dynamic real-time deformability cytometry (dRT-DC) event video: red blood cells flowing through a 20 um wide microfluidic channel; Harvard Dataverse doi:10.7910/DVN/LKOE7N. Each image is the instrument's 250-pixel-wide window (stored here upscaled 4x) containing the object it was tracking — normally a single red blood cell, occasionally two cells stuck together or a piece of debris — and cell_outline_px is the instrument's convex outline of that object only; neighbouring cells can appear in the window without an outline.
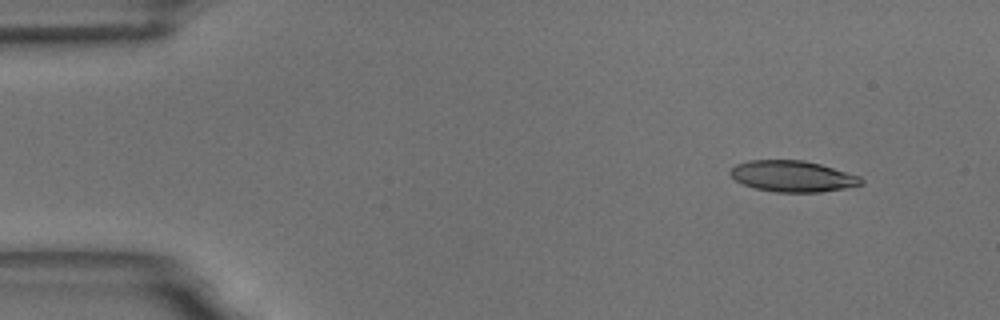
{"species": "common noctule bat (a hibernating species)", "species_latin": "Nyctalus noctula", "temperature_condition": "room temperature", "stored_images_in_passage": 4, "camera_frame_rate_fps": 3000, "um_per_image_px": 0.085, "animal": {"sex": "male", "body_mass_g": 18.8}, "frame": {"image": 1, "passage_image": 1, "time_ms": 0.0, "image_size_px": [1000, 320], "cell_outline_px": [[864, 184], [844, 188], [820, 192], [776, 192], [756, 188], [744, 184], [736, 180], [728, 172], [736, 164], [748, 160], [804, 160], [820, 164], [860, 176], [864, 180]], "centroid_in_image_um": [67.38, 14.98], "position_along_channel_um": 17.6, "area_um2": 23.64}}
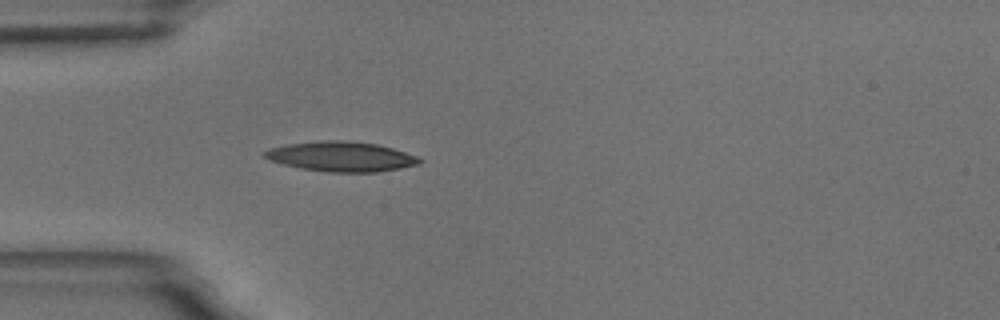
{"frame": {"image": 2, "passage_image": 4, "time_ms": 3.667, "image_size_px": [1000, 320], "cell_outline_px": [[424, 160], [420, 164], [400, 168], [376, 172], [324, 172], [300, 168], [268, 160], [264, 156], [264, 152], [268, 148], [288, 144], [320, 140], [348, 140], [376, 144], [392, 148], [416, 156]], "centroid_in_image_um": [28.99, 13.3], "position_along_channel_um": 56.0, "area_um2": 27.05}}